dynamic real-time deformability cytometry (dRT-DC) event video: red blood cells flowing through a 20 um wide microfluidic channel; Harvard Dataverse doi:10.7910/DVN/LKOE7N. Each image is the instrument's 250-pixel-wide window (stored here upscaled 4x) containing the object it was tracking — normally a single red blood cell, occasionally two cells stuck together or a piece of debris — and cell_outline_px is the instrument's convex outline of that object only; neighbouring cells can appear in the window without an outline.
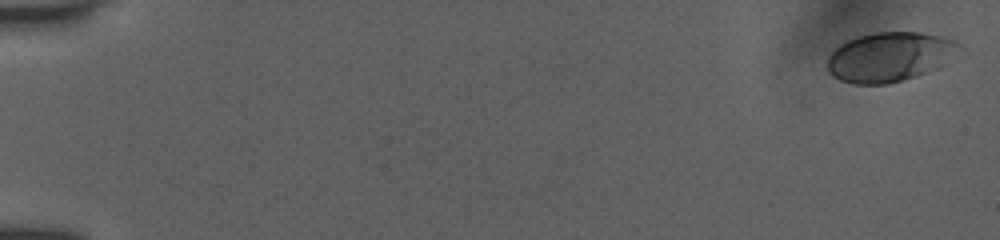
{"species": "human", "species_latin": "Homo sapiens", "temperature_condition": "room temperature", "stored_images_in_passage": 58, "camera_frame_rate_fps": 3000, "um_per_image_px": 0.085, "donor": {"sex": "female"}, "frame": {"image": 1, "passage_image": 1, "time_ms": 0.0, "image_size_px": [1000, 240], "cell_outline_px": [[968, 52], [964, 56], [924, 72], [888, 84], [852, 84], [840, 80], [832, 76], [828, 72], [828, 56], [840, 44], [856, 36], [876, 32], [920, 32], [940, 36], [956, 40]], "centroid_in_image_um": [75.72, 4.81], "position_along_channel_um": 9.3, "area_um2": 38.61}}
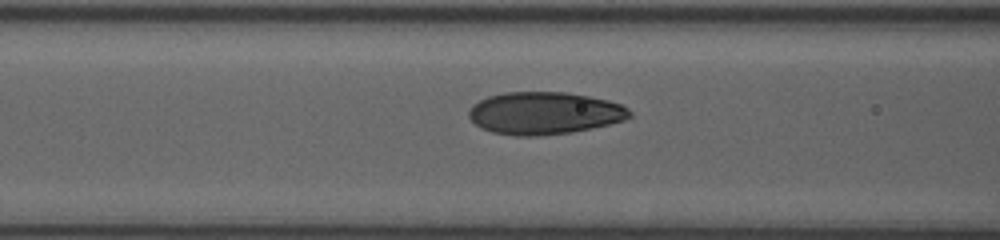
{"frame": {"image": 2, "passage_image": 35, "time_ms": 7.333, "image_size_px": [1000, 240], "cell_outline_px": [[632, 116], [624, 120], [592, 128], [572, 132], [540, 136], [512, 136], [492, 132], [480, 128], [468, 116], [468, 112], [472, 104], [488, 96], [504, 92], [568, 92], [608, 100], [620, 104], [628, 108], [632, 112]], "centroid_in_image_um": [46.26, 9.62], "position_along_channel_um": 120.3, "area_um2": 40.0}}
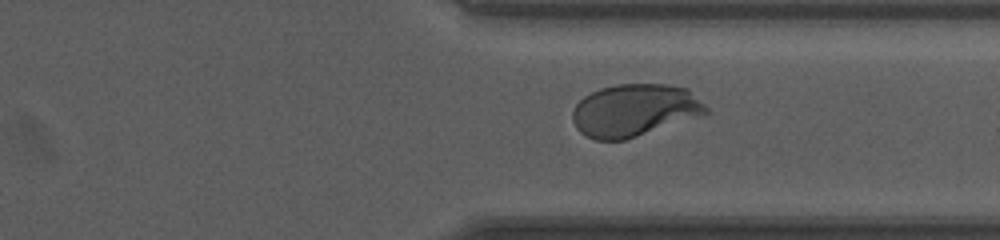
{"frame": {"image": 3, "passage_image": 58, "time_ms": 13.333, "image_size_px": [1000, 240], "cell_outline_px": [[708, 112], [624, 140], [596, 140], [580, 132], [576, 128], [572, 120], [572, 112], [576, 104], [584, 96], [600, 88], [616, 84], [668, 84], [688, 88], [708, 108]], "centroid_in_image_um": [53.88, 9.35], "position_along_channel_um": 357.5, "area_um2": 40.23}}